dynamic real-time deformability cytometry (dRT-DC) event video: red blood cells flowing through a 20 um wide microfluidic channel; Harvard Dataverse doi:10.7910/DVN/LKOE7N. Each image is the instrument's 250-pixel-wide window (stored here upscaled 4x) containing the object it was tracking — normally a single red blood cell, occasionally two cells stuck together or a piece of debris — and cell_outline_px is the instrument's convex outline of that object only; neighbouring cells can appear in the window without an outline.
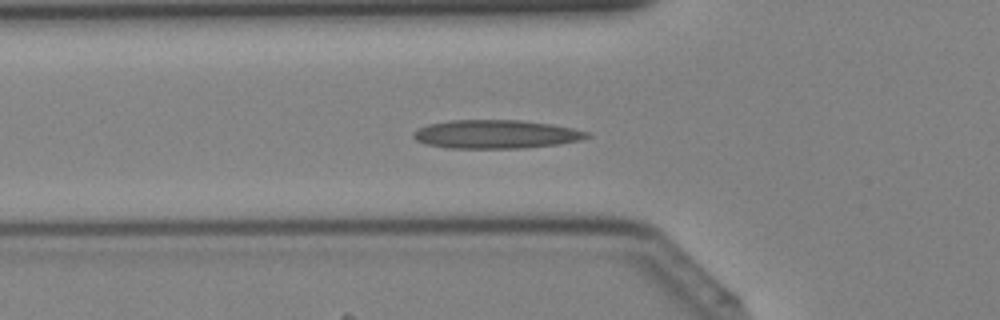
{"species": "Egyptian fruit bat (a non-hibernating species)", "species_latin": "Rousettus aegyptiacus", "temperature_condition": "cold", "stored_images_in_passage": 40, "camera_frame_rate_fps": 3000, "um_per_image_px": 0.085, "animal": {"sex": "female"}, "frame": {"image": 1, "passage_image": 13, "time_ms": 4.0, "image_size_px": [1000, 320], "cell_outline_px": [[592, 136], [580, 140], [556, 144], [524, 148], [448, 148], [428, 144], [416, 140], [412, 136], [412, 132], [416, 128], [428, 124], [452, 120], [520, 120], [552, 124], [592, 132]], "centroid_in_image_um": [42.16, 11.4], "position_along_channel_um": 83.6, "area_um2": 29.02}}
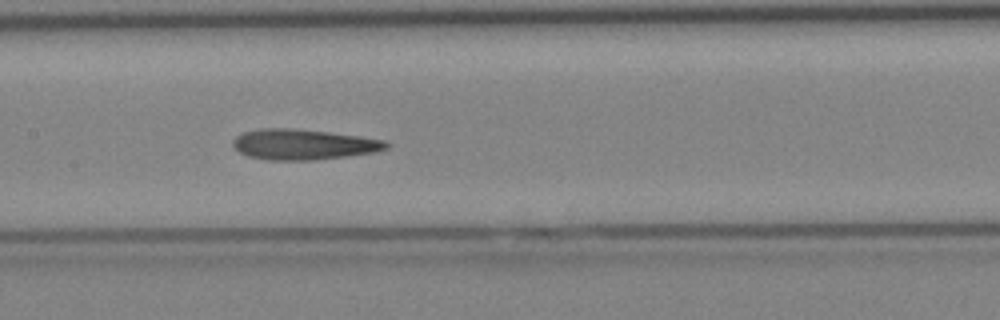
{"frame": {"image": 2, "passage_image": 19, "time_ms": 6.0, "image_size_px": [1000, 320], "cell_outline_px": [[392, 144], [388, 148], [376, 152], [316, 160], [268, 160], [248, 156], [240, 152], [232, 144], [232, 140], [236, 136], [244, 132], [264, 128], [288, 128], [328, 132], [360, 136], [384, 140]], "centroid_in_image_um": [25.82, 12.28], "position_along_channel_um": 181.6, "area_um2": 27.22}}
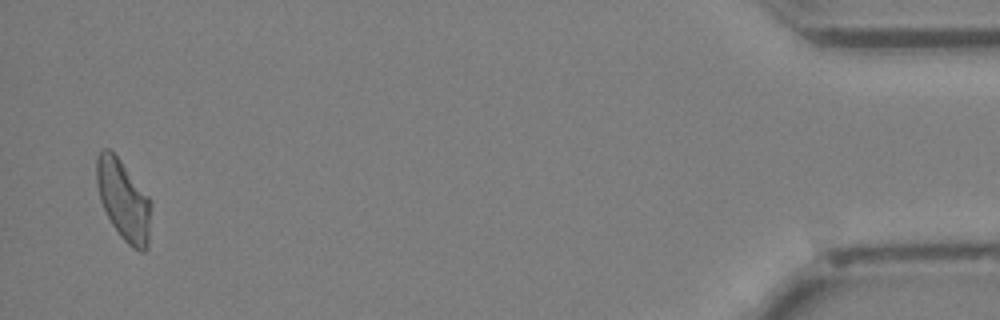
{"frame": {"image": 3, "passage_image": 39, "time_ms": 12.667, "image_size_px": [1000, 320], "cell_outline_px": [[152, 204], [148, 248], [144, 252], [140, 252], [132, 248], [120, 236], [112, 224], [100, 200], [96, 184], [96, 156], [100, 148], [108, 148], [120, 160], [148, 196]], "centroid_in_image_um": [10.5, 17.03], "position_along_channel_um": 424.7, "area_um2": 25.61}}